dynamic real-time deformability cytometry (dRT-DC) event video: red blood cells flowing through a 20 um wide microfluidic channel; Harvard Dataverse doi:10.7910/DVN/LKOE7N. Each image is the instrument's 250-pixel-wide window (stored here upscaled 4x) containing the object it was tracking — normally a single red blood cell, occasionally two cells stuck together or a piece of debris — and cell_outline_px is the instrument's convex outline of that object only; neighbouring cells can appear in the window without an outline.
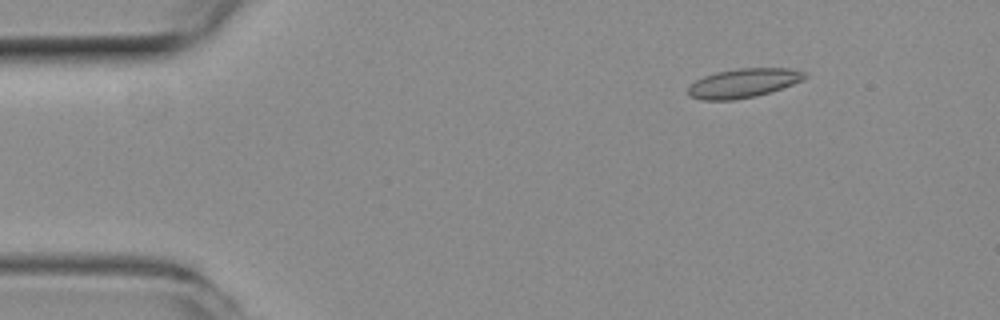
{"species": "common noctule bat (a hibernating species)", "species_latin": "Nyctalus noctula", "temperature_condition": "room temperature", "stored_images_in_passage": 52, "camera_frame_rate_fps": 3000, "um_per_image_px": 0.085, "animal": {"sex": "female", "body_mass_g": 19.3, "forearm_length_mm": 54.1}, "frame": {"image": 1, "passage_image": 7, "time_ms": 2.0, "image_size_px": [1000, 320], "cell_outline_px": [[808, 76], [804, 80], [756, 96], [732, 100], [704, 100], [688, 96], [688, 88], [696, 80], [704, 76], [716, 72], [736, 68], [788, 68], [804, 72]], "centroid_in_image_um": [63.17, 7.06], "position_along_channel_um": 21.8, "area_um2": 19.65}}
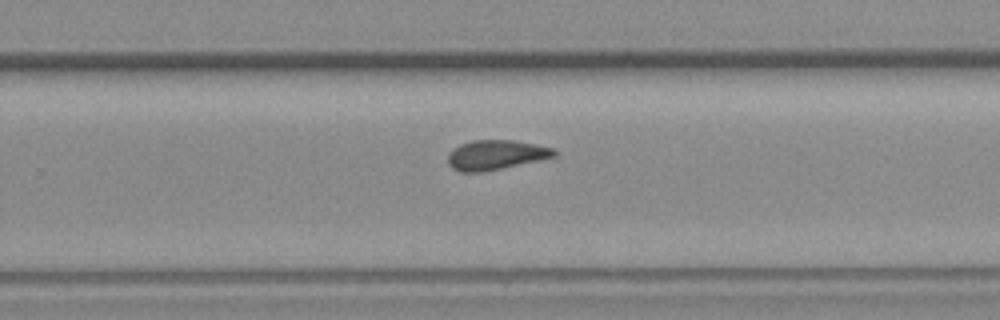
{"frame": {"image": 2, "passage_image": 33, "time_ms": 10.667, "image_size_px": [1000, 320], "cell_outline_px": [[556, 156], [540, 160], [484, 172], [460, 172], [452, 168], [448, 164], [448, 152], [452, 148], [460, 144], [472, 140], [516, 140], [536, 144], [552, 148], [556, 152]], "centroid_in_image_um": [42.11, 13.16], "position_along_channel_um": 287.7, "area_um2": 18.55}}
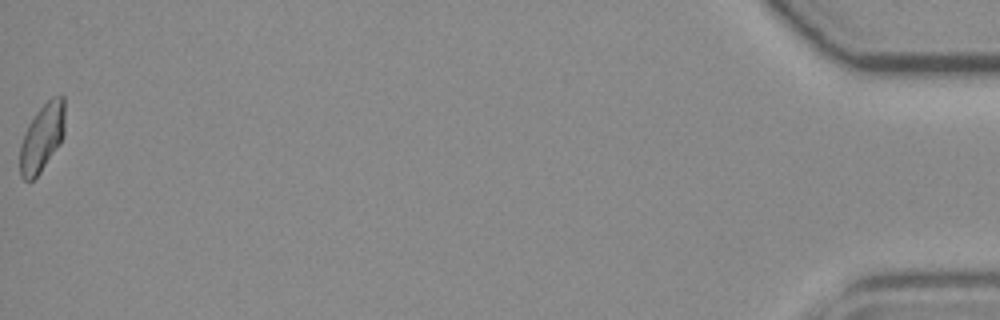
{"frame": {"image": 3, "passage_image": 52, "time_ms": 17.0, "image_size_px": [1000, 320], "cell_outline_px": [[64, 136], [60, 144], [40, 172], [32, 180], [24, 180], [20, 176], [20, 144], [24, 132], [28, 124], [36, 112], [52, 96], [64, 96]], "centroid_in_image_um": [3.57, 11.69], "position_along_channel_um": 431.6, "area_um2": 17.74}, "authors_computed_cell_mechanics": {"area_um2": 18.4382, "velocity_mm_per_s": 3.9659, "shape_relaxation_time_tau1_ms": null, "shape_relaxation_time_tau2_ms": 3.323, "deformation_change_tau1": null, "deformation_change_tau2": 0.0862}}